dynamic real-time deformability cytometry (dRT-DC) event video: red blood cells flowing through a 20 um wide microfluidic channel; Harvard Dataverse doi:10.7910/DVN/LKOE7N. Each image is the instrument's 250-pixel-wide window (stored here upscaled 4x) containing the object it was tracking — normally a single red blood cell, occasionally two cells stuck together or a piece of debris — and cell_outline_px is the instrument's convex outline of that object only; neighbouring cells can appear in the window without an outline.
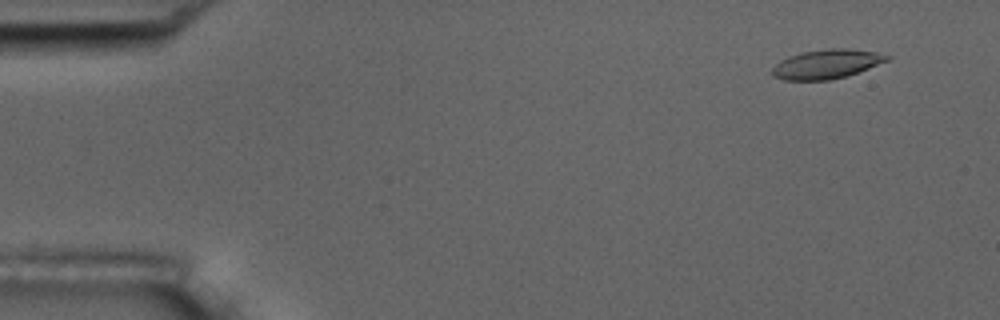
{"species": "common noctule bat (a hibernating species)", "species_latin": "Nyctalus noctula", "temperature_condition": "room temperature", "stored_images_in_passage": 55, "camera_frame_rate_fps": 3000, "um_per_image_px": 0.085, "animal": {"sex": "male", "body_mass_g": 17.5, "forearm_length_mm": 52.3}, "frame": {"image": 1, "passage_image": 4, "time_ms": 1.0, "image_size_px": [1000, 320], "cell_outline_px": [[892, 56], [888, 60], [868, 68], [832, 80], [784, 80], [772, 76], [772, 68], [780, 60], [788, 56], [800, 52], [828, 48], [844, 48], [876, 52]], "centroid_in_image_um": [70.21, 5.44], "position_along_channel_um": 14.8, "area_um2": 19.48}}
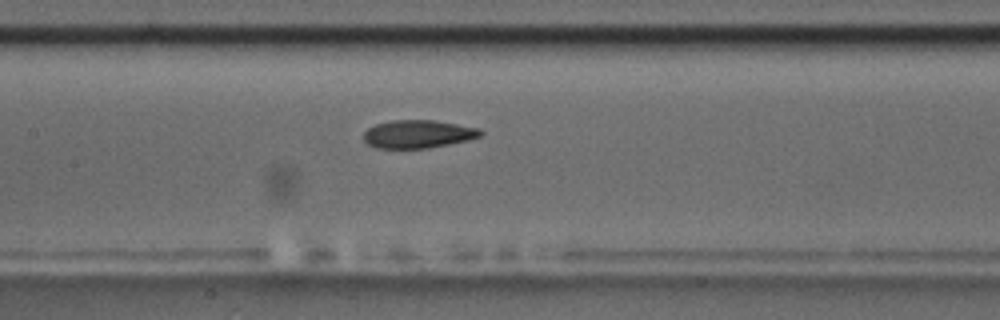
{"frame": {"image": 2, "passage_image": 26, "time_ms": 8.333, "image_size_px": [1000, 320], "cell_outline_px": [[484, 132], [480, 136], [468, 140], [428, 148], [376, 148], [368, 144], [364, 140], [364, 132], [368, 128], [376, 124], [392, 120], [436, 120], [480, 128]], "centroid_in_image_um": [35.55, 11.39], "position_along_channel_um": 171.9, "area_um2": 19.13}}
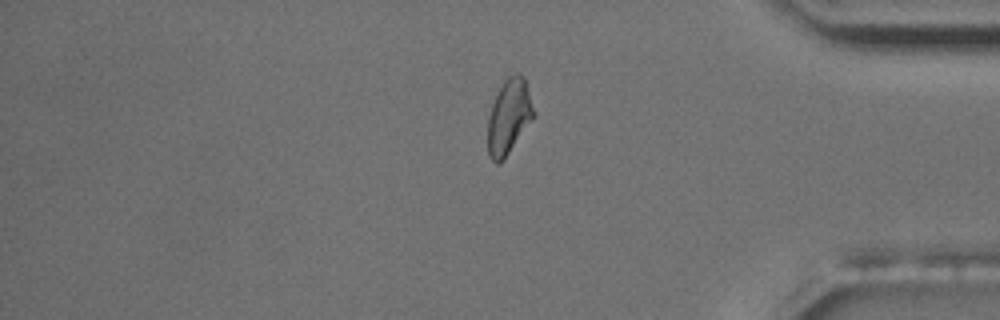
{"frame": {"image": 3, "passage_image": 46, "time_ms": 15.0, "image_size_px": [1000, 320], "cell_outline_px": [[536, 112], [532, 120], [500, 164], [496, 164], [488, 156], [488, 116], [492, 104], [504, 80], [508, 76], [516, 72], [524, 76]], "centroid_in_image_um": [43.27, 9.9], "position_along_channel_um": 391.9, "area_um2": 20.06}, "authors_computed_cell_mechanics": {"area_um2": 19.8254, "velocity_mm_per_s": 3.653, "shape_relaxation_time_tau1_ms": 7.6314, "shape_relaxation_time_tau2_ms": 2.5186, "deformation_change_tau1": 0.1874, "deformation_change_tau2": 0.1009}}